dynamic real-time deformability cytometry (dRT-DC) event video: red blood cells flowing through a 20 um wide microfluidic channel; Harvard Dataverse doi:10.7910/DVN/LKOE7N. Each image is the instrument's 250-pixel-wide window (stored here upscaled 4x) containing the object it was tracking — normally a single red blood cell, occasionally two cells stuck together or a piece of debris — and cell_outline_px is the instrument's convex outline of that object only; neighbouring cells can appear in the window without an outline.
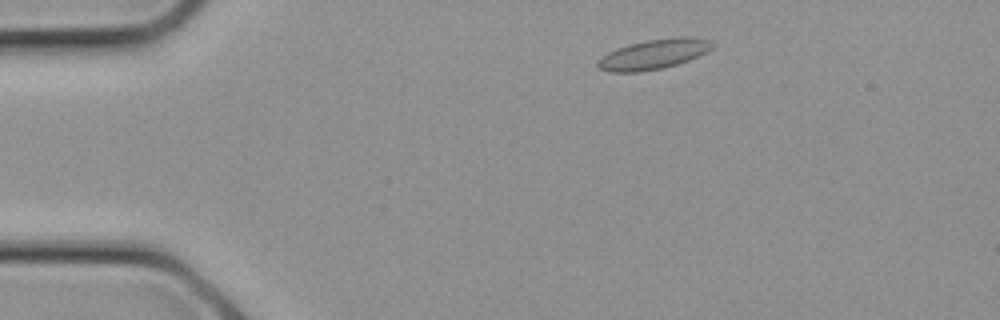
{"species": "common noctule bat (a hibernating species)", "species_latin": "Nyctalus noctula", "temperature_condition": "cold", "stored_images_in_passage": 13, "camera_frame_rate_fps": 3000, "um_per_image_px": 0.085, "animal": {"sex": "female", "body_mass_g": 21.9}, "frame": {"image": 1, "passage_image": 2, "time_ms": 0.333, "image_size_px": [1000, 320], "cell_outline_px": [[716, 44], [708, 52], [688, 60], [664, 68], [640, 72], [608, 72], [600, 68], [596, 64], [596, 60], [608, 52], [616, 48], [628, 44], [648, 40], [684, 36], [708, 40]], "centroid_in_image_um": [55.54, 4.62], "position_along_channel_um": 29.5, "area_um2": 20.0}}
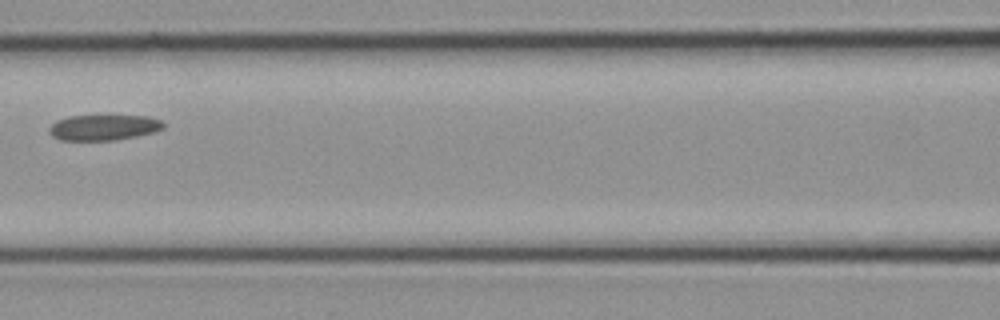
{"frame": {"image": 2, "passage_image": 9, "time_ms": 2.667, "image_size_px": [1000, 320], "cell_outline_px": [[164, 128], [156, 132], [116, 140], [60, 140], [52, 136], [48, 132], [48, 128], [56, 120], [68, 116], [148, 116], [160, 120], [164, 124]], "centroid_in_image_um": [8.8, 10.84], "position_along_channel_um": 157.8, "area_um2": 17.11}}
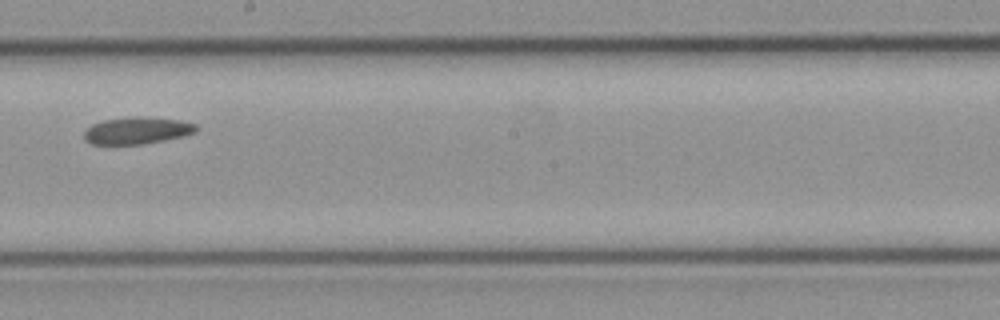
{"frame": {"image": 3, "passage_image": 12, "time_ms": 3.667, "image_size_px": [1000, 320], "cell_outline_px": [[200, 128], [196, 132], [184, 136], [144, 144], [88, 144], [84, 140], [84, 132], [92, 124], [104, 120], [140, 116], [180, 120], [196, 124]], "centroid_in_image_um": [11.67, 11.1], "position_along_channel_um": 236.5, "area_um2": 17.69}}